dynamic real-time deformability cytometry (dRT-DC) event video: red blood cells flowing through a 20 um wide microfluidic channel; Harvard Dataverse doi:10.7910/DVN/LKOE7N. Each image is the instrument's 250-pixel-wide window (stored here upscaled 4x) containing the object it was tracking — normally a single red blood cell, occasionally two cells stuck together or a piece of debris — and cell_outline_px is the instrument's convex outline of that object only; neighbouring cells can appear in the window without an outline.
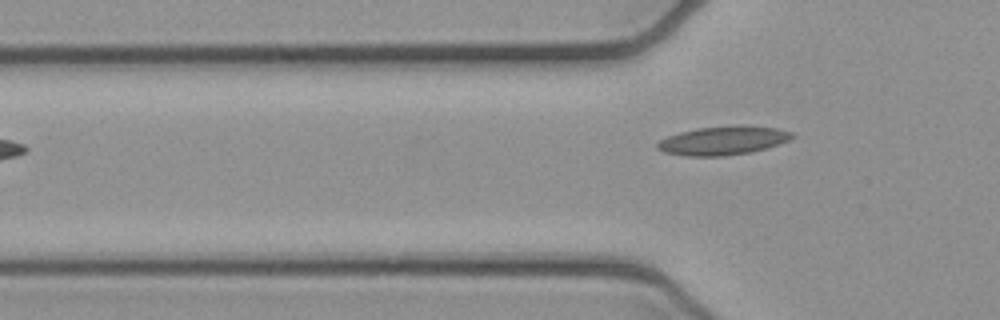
{"species": "common noctule bat (a hibernating species)", "species_latin": "Nyctalus noctula", "temperature_condition": "cold", "stored_images_in_passage": 3, "camera_frame_rate_fps": 3000, "um_per_image_px": 0.085, "animal": {"sex": "female", "body_mass_g": 21.9}, "frame": {"image": 1, "passage_image": 3, "time_ms": 0.667, "image_size_px": [1000, 320], "cell_outline_px": [[796, 136], [788, 140], [768, 148], [752, 152], [724, 156], [688, 156], [664, 152], [656, 148], [656, 144], [660, 140], [668, 136], [680, 132], [696, 128], [740, 124], [776, 128], [792, 132]], "centroid_in_image_um": [61.48, 11.94], "position_along_channel_um": 64.3, "area_um2": 22.77}}